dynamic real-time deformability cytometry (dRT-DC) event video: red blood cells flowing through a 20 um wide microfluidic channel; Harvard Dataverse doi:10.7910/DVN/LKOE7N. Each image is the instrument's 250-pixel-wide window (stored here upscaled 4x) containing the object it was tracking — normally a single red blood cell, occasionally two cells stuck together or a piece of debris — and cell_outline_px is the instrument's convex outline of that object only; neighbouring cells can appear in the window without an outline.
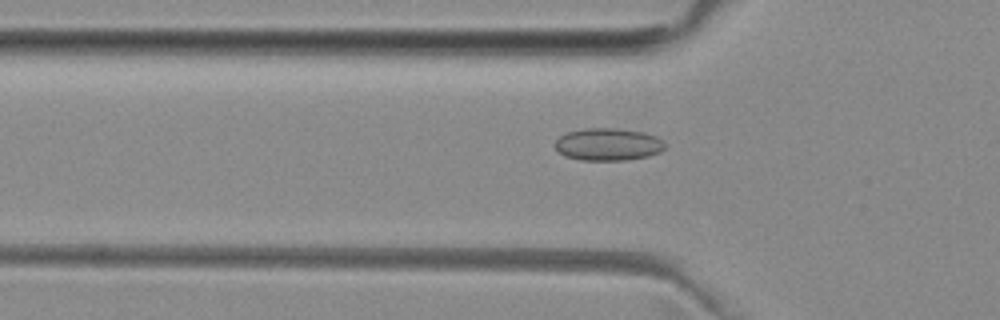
{"species": "common noctule bat (a hibernating species)", "species_latin": "Nyctalus noctula", "temperature_condition": "room temperature", "stored_images_in_passage": 42, "camera_frame_rate_fps": 3000, "um_per_image_px": 0.085, "animal": {"sex": "female", "body_mass_g": 29.2, "forearm_length_mm": 56.3}, "frame": {"image": 1, "passage_image": 7, "time_ms": 2.0, "image_size_px": [1000, 320], "cell_outline_px": [[664, 148], [660, 152], [648, 156], [624, 160], [580, 160], [564, 156], [556, 148], [556, 140], [560, 136], [568, 132], [584, 128], [616, 128], [644, 132], [656, 136], [664, 140]], "centroid_in_image_um": [51.7, 12.27], "position_along_channel_um": 74.1, "area_um2": 20.75}}
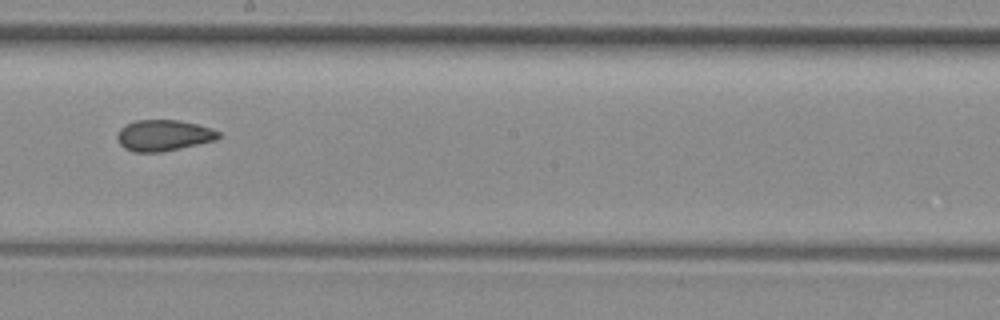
{"frame": {"image": 2, "passage_image": 19, "time_ms": 6.0, "image_size_px": [1000, 320], "cell_outline_px": [[220, 136], [216, 140], [180, 148], [160, 152], [132, 152], [124, 148], [120, 144], [116, 136], [120, 128], [136, 120], [180, 120], [212, 128], [220, 132]], "centroid_in_image_um": [13.9, 11.51], "position_along_channel_um": 234.3, "area_um2": 18.32}}
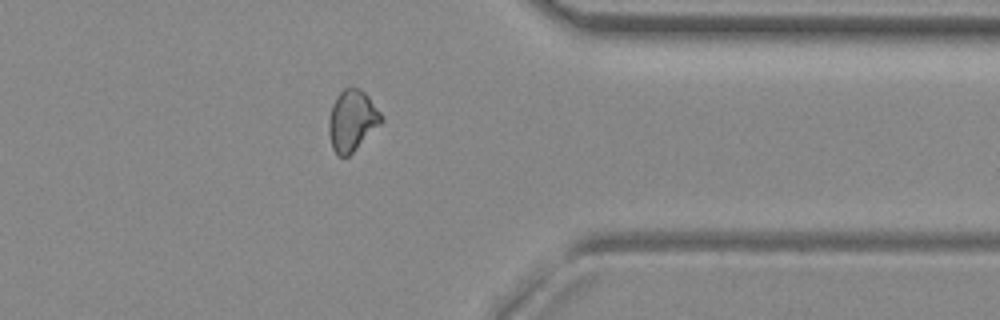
{"frame": {"image": 3, "passage_image": 31, "time_ms": 10.0, "image_size_px": [1000, 320], "cell_outline_px": [[384, 120], [348, 156], [336, 156], [332, 148], [328, 132], [328, 120], [332, 104], [336, 96], [344, 88], [360, 88], [368, 96], [384, 116]], "centroid_in_image_um": [29.91, 10.24], "position_along_channel_um": 381.5, "area_um2": 18.67}, "authors_computed_cell_mechanics": {"area_um2": 18.6116, "velocity_mm_per_s": 3.9887, "shape_relaxation_time_tau1_ms": null, "shape_relaxation_time_tau2_ms": 2.9159, "deformation_change_tau1": null, "deformation_change_tau2": 0.0742}}